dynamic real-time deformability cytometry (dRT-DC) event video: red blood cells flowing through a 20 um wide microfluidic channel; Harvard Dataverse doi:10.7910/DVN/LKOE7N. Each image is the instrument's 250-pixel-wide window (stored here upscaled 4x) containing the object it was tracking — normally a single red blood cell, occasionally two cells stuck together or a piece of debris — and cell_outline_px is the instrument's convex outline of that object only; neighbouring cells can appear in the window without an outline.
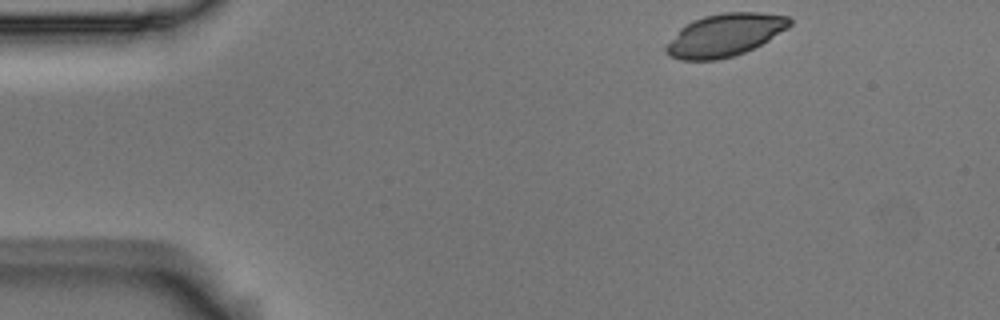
{"species": "Egyptian fruit bat (a non-hibernating species)", "species_latin": "Rousettus aegyptiacus", "temperature_condition": "room temperature", "stored_images_in_passage": 4, "camera_frame_rate_fps": 3000, "um_per_image_px": 0.085, "animal": {"sex": "male"}, "frame": {"image": 1, "passage_image": 1, "time_ms": 0.0, "image_size_px": [1000, 320], "cell_outline_px": [[792, 24], [788, 28], [768, 40], [744, 52], [732, 56], [716, 60], [680, 60], [668, 56], [664, 52], [664, 48], [680, 28], [692, 20], [704, 16], [724, 12], [760, 12], [788, 16], [792, 20]], "centroid_in_image_um": [61.59, 2.97], "position_along_channel_um": 23.4, "area_um2": 30.69}}